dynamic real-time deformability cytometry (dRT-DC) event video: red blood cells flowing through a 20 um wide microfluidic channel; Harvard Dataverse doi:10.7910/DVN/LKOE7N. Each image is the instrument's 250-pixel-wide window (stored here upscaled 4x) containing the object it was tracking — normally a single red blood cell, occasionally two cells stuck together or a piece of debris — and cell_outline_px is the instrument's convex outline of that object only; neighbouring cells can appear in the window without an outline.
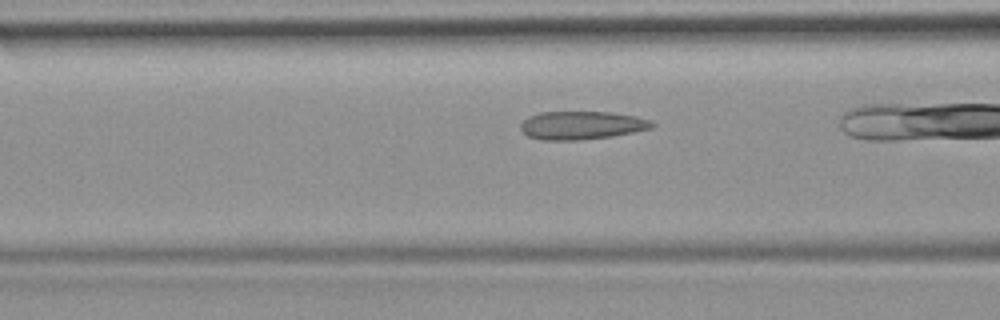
{"species": "common noctule bat (a hibernating species)", "species_latin": "Nyctalus noctula", "temperature_condition": "room temperature", "stored_images_in_passage": 5, "camera_frame_rate_fps": 3000, "um_per_image_px": 0.085, "animal": {"sex": "female", "body_mass_g": 19.9}, "frame": {"image": 1, "passage_image": 5, "time_ms": 5.0, "image_size_px": [1000, 320], "cell_outline_px": [[656, 124], [652, 128], [612, 136], [580, 140], [540, 140], [528, 136], [520, 128], [520, 124], [528, 116], [540, 112], [608, 112], [636, 116], [652, 120]], "centroid_in_image_um": [49.44, 10.65], "position_along_channel_um": 117.2, "area_um2": 21.68}}